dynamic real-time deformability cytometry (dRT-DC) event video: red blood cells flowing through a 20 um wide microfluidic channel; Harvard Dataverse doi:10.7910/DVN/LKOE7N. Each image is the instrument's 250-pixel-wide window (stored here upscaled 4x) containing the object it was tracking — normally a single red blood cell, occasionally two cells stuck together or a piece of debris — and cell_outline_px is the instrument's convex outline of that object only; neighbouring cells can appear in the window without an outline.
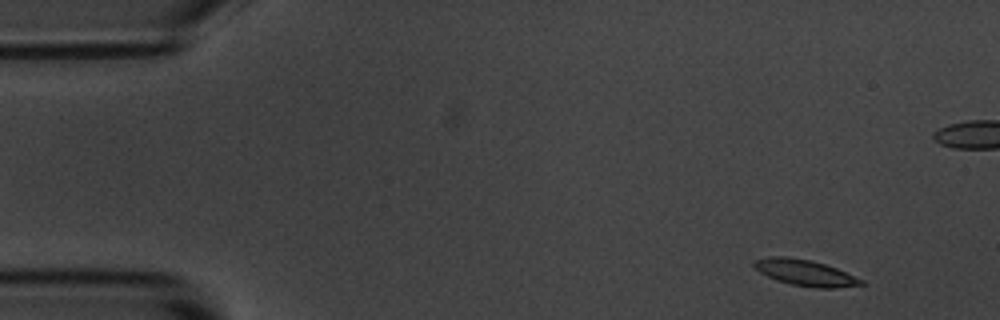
{"species": "common noctule bat (a hibernating species)", "species_latin": "Nyctalus noctula", "temperature_condition": "room temperature", "stored_images_in_passage": 5, "camera_frame_rate_fps": 3000, "um_per_image_px": 0.085, "animal": {"sex": "male", "body_mass_g": 20.1, "forearm_length_mm": 53.5}, "frame": {"image": 1, "passage_image": 1, "time_ms": 0.0, "image_size_px": [1000, 320], "cell_outline_px": [[864, 284], [836, 288], [816, 288], [792, 284], [776, 280], [760, 272], [752, 264], [752, 260], [768, 256], [788, 256], [808, 260], [824, 264], [836, 268], [864, 280]], "centroid_in_image_um": [68.41, 23.17], "position_along_channel_um": 16.6, "area_um2": 16.18}}